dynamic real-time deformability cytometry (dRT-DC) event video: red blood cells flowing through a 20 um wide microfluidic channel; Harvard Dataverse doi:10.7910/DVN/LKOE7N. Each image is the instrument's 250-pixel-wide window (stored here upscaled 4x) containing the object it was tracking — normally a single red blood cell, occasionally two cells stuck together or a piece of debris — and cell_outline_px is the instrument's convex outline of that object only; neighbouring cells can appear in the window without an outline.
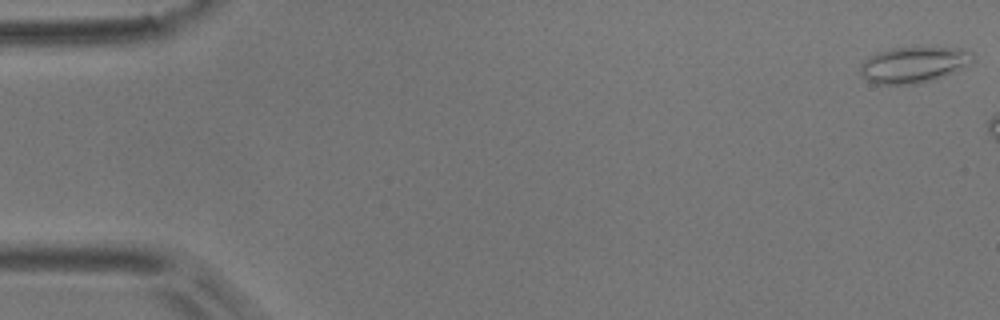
{"species": "common noctule bat (a hibernating species)", "species_latin": "Nyctalus noctula", "temperature_condition": "room temperature", "stored_images_in_passage": 7, "camera_frame_rate_fps": 3000, "um_per_image_px": 0.085, "animal": {"sex": "male", "body_mass_g": 17.9}, "frame": {"image": 1, "passage_image": 1, "time_ms": 0.0, "image_size_px": [1000, 320], "cell_outline_px": [[976, 60], [972, 64], [936, 80], [916, 84], [876, 84], [860, 76], [860, 64], [868, 56], [876, 52], [892, 48], [964, 48], [972, 52], [976, 56]], "centroid_in_image_um": [77.7, 5.51], "position_along_channel_um": 7.3, "area_um2": 24.1}}